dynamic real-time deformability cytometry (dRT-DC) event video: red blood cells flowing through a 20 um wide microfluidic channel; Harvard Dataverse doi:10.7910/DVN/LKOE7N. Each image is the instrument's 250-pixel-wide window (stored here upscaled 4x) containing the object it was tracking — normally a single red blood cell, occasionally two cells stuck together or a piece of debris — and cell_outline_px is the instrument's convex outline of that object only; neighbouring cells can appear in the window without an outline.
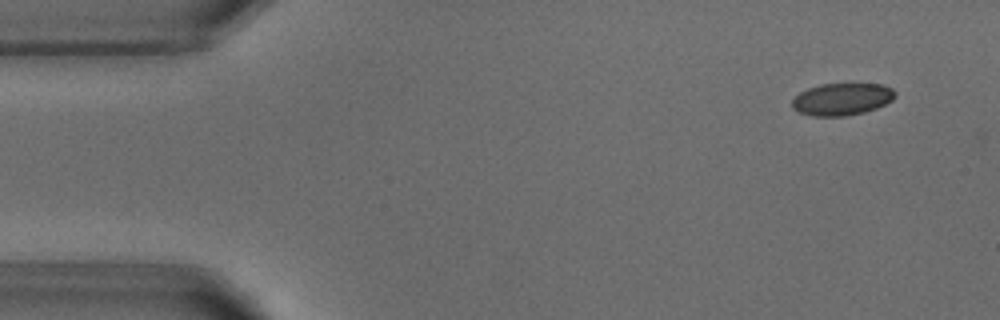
{"species": "common noctule bat (a hibernating species)", "species_latin": "Nyctalus noctula", "temperature_condition": "warm", "stored_images_in_passage": 49, "camera_frame_rate_fps": 3000, "um_per_image_px": 0.085, "animal": {"sex": "male", "body_mass_g": 18.8}, "frame": {"image": 1, "passage_image": 1, "time_ms": 0.0, "image_size_px": [1000, 320], "cell_outline_px": [[896, 96], [892, 100], [876, 108], [864, 112], [844, 116], [812, 116], [800, 112], [792, 108], [792, 100], [800, 92], [808, 88], [820, 84], [884, 84], [892, 88], [896, 92]], "centroid_in_image_um": [71.57, 8.42], "position_along_channel_um": 13.4, "area_um2": 19.31}}
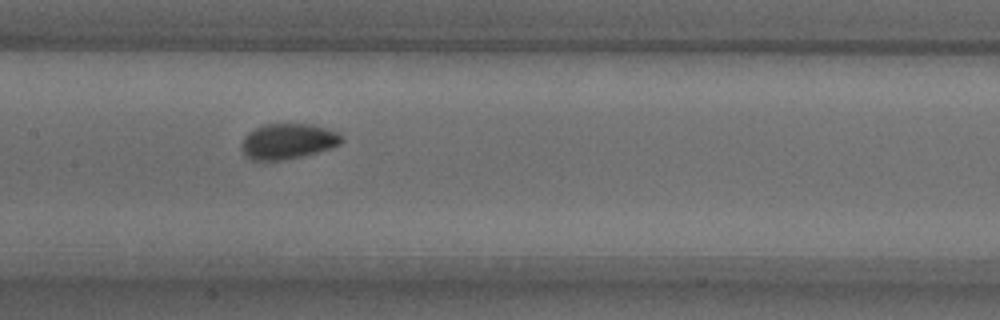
{"frame": {"image": 2, "passage_image": 22, "time_ms": 7.0, "image_size_px": [1000, 320], "cell_outline_px": [[344, 140], [340, 144], [332, 148], [284, 160], [252, 160], [244, 156], [240, 148], [240, 144], [244, 136], [248, 132], [264, 124], [312, 124], [336, 132], [344, 136]], "centroid_in_image_um": [24.44, 12.01], "position_along_channel_um": 183.0, "area_um2": 20.81}}
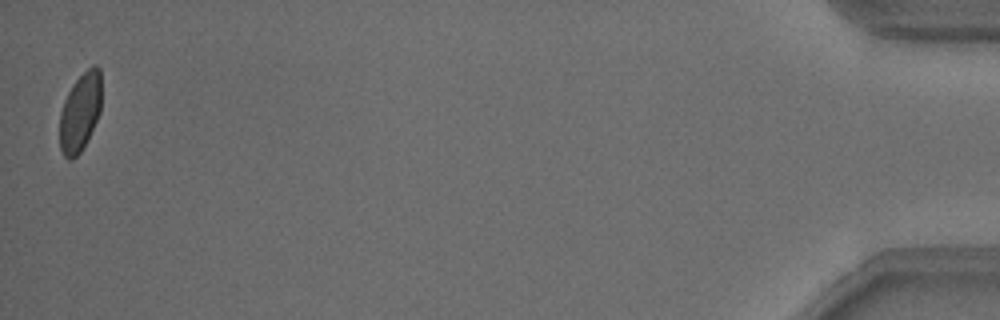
{"frame": {"image": 3, "passage_image": 49, "time_ms": 16.0, "image_size_px": [1000, 320], "cell_outline_px": [[100, 112], [80, 152], [72, 160], [68, 160], [64, 156], [60, 148], [60, 112], [64, 100], [72, 84], [92, 64], [96, 64], [100, 68]], "centroid_in_image_um": [6.79, 9.51], "position_along_channel_um": 428.4, "area_um2": 18.84}, "authors_computed_cell_mechanics": {"area_um2": 20.1722, "velocity_mm_per_s": 3.8131, "shape_relaxation_time_tau1_ms": 3.0068, "shape_relaxation_time_tau2_ms": null, "deformation_change_tau1": 0.0944, "deformation_change_tau2": null}}